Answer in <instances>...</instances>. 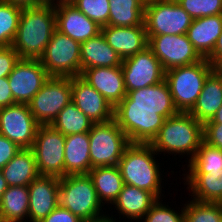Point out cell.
I'll use <instances>...</instances> for the list:
<instances>
[{"mask_svg":"<svg viewBox=\"0 0 222 222\" xmlns=\"http://www.w3.org/2000/svg\"><path fill=\"white\" fill-rule=\"evenodd\" d=\"M73 5L100 27L108 25L110 14L109 0H76Z\"/></svg>","mask_w":222,"mask_h":222,"instance_id":"e575fe53","label":"cell"},{"mask_svg":"<svg viewBox=\"0 0 222 222\" xmlns=\"http://www.w3.org/2000/svg\"><path fill=\"white\" fill-rule=\"evenodd\" d=\"M222 106V78L213 70L206 78L196 104L189 112L197 121L211 120Z\"/></svg>","mask_w":222,"mask_h":222,"instance_id":"d4e9b609","label":"cell"},{"mask_svg":"<svg viewBox=\"0 0 222 222\" xmlns=\"http://www.w3.org/2000/svg\"><path fill=\"white\" fill-rule=\"evenodd\" d=\"M20 150L21 148L17 144L0 134V169H2Z\"/></svg>","mask_w":222,"mask_h":222,"instance_id":"ab89813d","label":"cell"},{"mask_svg":"<svg viewBox=\"0 0 222 222\" xmlns=\"http://www.w3.org/2000/svg\"><path fill=\"white\" fill-rule=\"evenodd\" d=\"M88 175L93 182L100 202L104 206L105 203L107 205L112 204L124 185L118 165L92 168Z\"/></svg>","mask_w":222,"mask_h":222,"instance_id":"83f0119b","label":"cell"},{"mask_svg":"<svg viewBox=\"0 0 222 222\" xmlns=\"http://www.w3.org/2000/svg\"><path fill=\"white\" fill-rule=\"evenodd\" d=\"M90 170L89 132L66 136L64 176L87 175Z\"/></svg>","mask_w":222,"mask_h":222,"instance_id":"603a6c76","label":"cell"},{"mask_svg":"<svg viewBox=\"0 0 222 222\" xmlns=\"http://www.w3.org/2000/svg\"><path fill=\"white\" fill-rule=\"evenodd\" d=\"M187 173H209L222 175V150L201 143L196 155L187 165Z\"/></svg>","mask_w":222,"mask_h":222,"instance_id":"1f68e13d","label":"cell"},{"mask_svg":"<svg viewBox=\"0 0 222 222\" xmlns=\"http://www.w3.org/2000/svg\"><path fill=\"white\" fill-rule=\"evenodd\" d=\"M20 57L12 46L0 47V78L8 77Z\"/></svg>","mask_w":222,"mask_h":222,"instance_id":"74e56055","label":"cell"},{"mask_svg":"<svg viewBox=\"0 0 222 222\" xmlns=\"http://www.w3.org/2000/svg\"><path fill=\"white\" fill-rule=\"evenodd\" d=\"M193 18L176 0H151L145 3L144 24L148 40L155 35L187 34Z\"/></svg>","mask_w":222,"mask_h":222,"instance_id":"ba28073f","label":"cell"},{"mask_svg":"<svg viewBox=\"0 0 222 222\" xmlns=\"http://www.w3.org/2000/svg\"><path fill=\"white\" fill-rule=\"evenodd\" d=\"M203 134L205 143L222 150V124L204 123Z\"/></svg>","mask_w":222,"mask_h":222,"instance_id":"f35d334b","label":"cell"},{"mask_svg":"<svg viewBox=\"0 0 222 222\" xmlns=\"http://www.w3.org/2000/svg\"><path fill=\"white\" fill-rule=\"evenodd\" d=\"M38 126L28 104L15 103L0 108V134L21 149L32 148Z\"/></svg>","mask_w":222,"mask_h":222,"instance_id":"5bb4252c","label":"cell"},{"mask_svg":"<svg viewBox=\"0 0 222 222\" xmlns=\"http://www.w3.org/2000/svg\"><path fill=\"white\" fill-rule=\"evenodd\" d=\"M72 102L91 120L103 123L114 118V108L80 75L71 77Z\"/></svg>","mask_w":222,"mask_h":222,"instance_id":"2e32d148","label":"cell"},{"mask_svg":"<svg viewBox=\"0 0 222 222\" xmlns=\"http://www.w3.org/2000/svg\"><path fill=\"white\" fill-rule=\"evenodd\" d=\"M214 70L206 58L201 61L168 69L165 81L178 112L189 113L196 104L208 75Z\"/></svg>","mask_w":222,"mask_h":222,"instance_id":"5b68a950","label":"cell"},{"mask_svg":"<svg viewBox=\"0 0 222 222\" xmlns=\"http://www.w3.org/2000/svg\"><path fill=\"white\" fill-rule=\"evenodd\" d=\"M115 108L127 95L121 66L83 69L80 75Z\"/></svg>","mask_w":222,"mask_h":222,"instance_id":"ac0fdd59","label":"cell"},{"mask_svg":"<svg viewBox=\"0 0 222 222\" xmlns=\"http://www.w3.org/2000/svg\"><path fill=\"white\" fill-rule=\"evenodd\" d=\"M15 104L8 77L0 78V108Z\"/></svg>","mask_w":222,"mask_h":222,"instance_id":"b9f144b4","label":"cell"},{"mask_svg":"<svg viewBox=\"0 0 222 222\" xmlns=\"http://www.w3.org/2000/svg\"><path fill=\"white\" fill-rule=\"evenodd\" d=\"M122 58L106 42L102 33L81 42V73L83 69L93 67H117L122 65Z\"/></svg>","mask_w":222,"mask_h":222,"instance_id":"cb8c5ba5","label":"cell"},{"mask_svg":"<svg viewBox=\"0 0 222 222\" xmlns=\"http://www.w3.org/2000/svg\"><path fill=\"white\" fill-rule=\"evenodd\" d=\"M157 155L150 143H130L118 167L124 184L150 191L158 199H162L161 183L163 181L160 163L155 159Z\"/></svg>","mask_w":222,"mask_h":222,"instance_id":"277c9868","label":"cell"},{"mask_svg":"<svg viewBox=\"0 0 222 222\" xmlns=\"http://www.w3.org/2000/svg\"><path fill=\"white\" fill-rule=\"evenodd\" d=\"M65 138L50 125H39L32 151L41 176L64 177Z\"/></svg>","mask_w":222,"mask_h":222,"instance_id":"30bf717a","label":"cell"},{"mask_svg":"<svg viewBox=\"0 0 222 222\" xmlns=\"http://www.w3.org/2000/svg\"><path fill=\"white\" fill-rule=\"evenodd\" d=\"M121 69L127 93L158 84L165 79V70L149 47L123 59Z\"/></svg>","mask_w":222,"mask_h":222,"instance_id":"4fadbf2b","label":"cell"},{"mask_svg":"<svg viewBox=\"0 0 222 222\" xmlns=\"http://www.w3.org/2000/svg\"><path fill=\"white\" fill-rule=\"evenodd\" d=\"M78 216L74 215L68 209L57 206L40 222H82Z\"/></svg>","mask_w":222,"mask_h":222,"instance_id":"60d3db41","label":"cell"},{"mask_svg":"<svg viewBox=\"0 0 222 222\" xmlns=\"http://www.w3.org/2000/svg\"><path fill=\"white\" fill-rule=\"evenodd\" d=\"M205 123H220L222 124V106L217 110L216 114L211 120L206 121Z\"/></svg>","mask_w":222,"mask_h":222,"instance_id":"bcb514c9","label":"cell"},{"mask_svg":"<svg viewBox=\"0 0 222 222\" xmlns=\"http://www.w3.org/2000/svg\"><path fill=\"white\" fill-rule=\"evenodd\" d=\"M1 171L8 186H28L39 176L31 148L21 149Z\"/></svg>","mask_w":222,"mask_h":222,"instance_id":"484cf974","label":"cell"},{"mask_svg":"<svg viewBox=\"0 0 222 222\" xmlns=\"http://www.w3.org/2000/svg\"><path fill=\"white\" fill-rule=\"evenodd\" d=\"M20 8L38 7L49 3L47 0H2Z\"/></svg>","mask_w":222,"mask_h":222,"instance_id":"ee69618b","label":"cell"},{"mask_svg":"<svg viewBox=\"0 0 222 222\" xmlns=\"http://www.w3.org/2000/svg\"><path fill=\"white\" fill-rule=\"evenodd\" d=\"M183 175L192 200L202 203H222V175L220 177L219 174L209 173H184Z\"/></svg>","mask_w":222,"mask_h":222,"instance_id":"4316f807","label":"cell"},{"mask_svg":"<svg viewBox=\"0 0 222 222\" xmlns=\"http://www.w3.org/2000/svg\"><path fill=\"white\" fill-rule=\"evenodd\" d=\"M49 78L39 59L20 58L8 75L14 102L28 104Z\"/></svg>","mask_w":222,"mask_h":222,"instance_id":"9a60e30c","label":"cell"},{"mask_svg":"<svg viewBox=\"0 0 222 222\" xmlns=\"http://www.w3.org/2000/svg\"><path fill=\"white\" fill-rule=\"evenodd\" d=\"M165 80L129 91L114 108V119L130 143H151L166 118L178 114Z\"/></svg>","mask_w":222,"mask_h":222,"instance_id":"6da1fadb","label":"cell"},{"mask_svg":"<svg viewBox=\"0 0 222 222\" xmlns=\"http://www.w3.org/2000/svg\"><path fill=\"white\" fill-rule=\"evenodd\" d=\"M8 184L5 180V178L3 177L2 171L0 169V200L2 198V194L4 193V191L8 188Z\"/></svg>","mask_w":222,"mask_h":222,"instance_id":"7dc6e473","label":"cell"},{"mask_svg":"<svg viewBox=\"0 0 222 222\" xmlns=\"http://www.w3.org/2000/svg\"><path fill=\"white\" fill-rule=\"evenodd\" d=\"M214 70L219 74V76L222 78V68H214Z\"/></svg>","mask_w":222,"mask_h":222,"instance_id":"681fc988","label":"cell"},{"mask_svg":"<svg viewBox=\"0 0 222 222\" xmlns=\"http://www.w3.org/2000/svg\"><path fill=\"white\" fill-rule=\"evenodd\" d=\"M76 0H54L52 4L54 5H64V4H73Z\"/></svg>","mask_w":222,"mask_h":222,"instance_id":"c3c4849f","label":"cell"},{"mask_svg":"<svg viewBox=\"0 0 222 222\" xmlns=\"http://www.w3.org/2000/svg\"><path fill=\"white\" fill-rule=\"evenodd\" d=\"M21 13L22 8L0 0V47L12 45Z\"/></svg>","mask_w":222,"mask_h":222,"instance_id":"d6a6232c","label":"cell"},{"mask_svg":"<svg viewBox=\"0 0 222 222\" xmlns=\"http://www.w3.org/2000/svg\"><path fill=\"white\" fill-rule=\"evenodd\" d=\"M106 42L123 59L142 52L148 47L145 26L121 27L106 25L101 27Z\"/></svg>","mask_w":222,"mask_h":222,"instance_id":"ffe728a7","label":"cell"},{"mask_svg":"<svg viewBox=\"0 0 222 222\" xmlns=\"http://www.w3.org/2000/svg\"><path fill=\"white\" fill-rule=\"evenodd\" d=\"M56 28L54 4L23 8L11 46L20 58L39 59Z\"/></svg>","mask_w":222,"mask_h":222,"instance_id":"7a4b0ae2","label":"cell"},{"mask_svg":"<svg viewBox=\"0 0 222 222\" xmlns=\"http://www.w3.org/2000/svg\"><path fill=\"white\" fill-rule=\"evenodd\" d=\"M157 200L158 198L150 191L124 184L112 205H115L119 216L122 215L136 222L143 219Z\"/></svg>","mask_w":222,"mask_h":222,"instance_id":"44dd1931","label":"cell"},{"mask_svg":"<svg viewBox=\"0 0 222 222\" xmlns=\"http://www.w3.org/2000/svg\"><path fill=\"white\" fill-rule=\"evenodd\" d=\"M181 211V212H180ZM176 212L162 203L161 199H158L151 207V209L144 215L143 222H184V207ZM145 218V219H144Z\"/></svg>","mask_w":222,"mask_h":222,"instance_id":"8d00e7d4","label":"cell"},{"mask_svg":"<svg viewBox=\"0 0 222 222\" xmlns=\"http://www.w3.org/2000/svg\"><path fill=\"white\" fill-rule=\"evenodd\" d=\"M59 182L58 177L39 175L28 185L29 222H40L58 206Z\"/></svg>","mask_w":222,"mask_h":222,"instance_id":"e0dca14e","label":"cell"},{"mask_svg":"<svg viewBox=\"0 0 222 222\" xmlns=\"http://www.w3.org/2000/svg\"><path fill=\"white\" fill-rule=\"evenodd\" d=\"M145 3H148V2H150L151 0H143Z\"/></svg>","mask_w":222,"mask_h":222,"instance_id":"816d5d0a","label":"cell"},{"mask_svg":"<svg viewBox=\"0 0 222 222\" xmlns=\"http://www.w3.org/2000/svg\"><path fill=\"white\" fill-rule=\"evenodd\" d=\"M212 65L222 60V32L216 41L213 52L206 58Z\"/></svg>","mask_w":222,"mask_h":222,"instance_id":"7bdbcfd3","label":"cell"},{"mask_svg":"<svg viewBox=\"0 0 222 222\" xmlns=\"http://www.w3.org/2000/svg\"><path fill=\"white\" fill-rule=\"evenodd\" d=\"M51 125L63 135L89 132L93 123L91 120L71 101L59 113Z\"/></svg>","mask_w":222,"mask_h":222,"instance_id":"4dcf8cb0","label":"cell"},{"mask_svg":"<svg viewBox=\"0 0 222 222\" xmlns=\"http://www.w3.org/2000/svg\"><path fill=\"white\" fill-rule=\"evenodd\" d=\"M222 32V14L193 19L187 30V36L194 48L207 58L214 49Z\"/></svg>","mask_w":222,"mask_h":222,"instance_id":"7402d4cb","label":"cell"},{"mask_svg":"<svg viewBox=\"0 0 222 222\" xmlns=\"http://www.w3.org/2000/svg\"><path fill=\"white\" fill-rule=\"evenodd\" d=\"M203 141V123L197 121L190 113L179 112L165 119L159 133L150 144L157 154H187L189 163Z\"/></svg>","mask_w":222,"mask_h":222,"instance_id":"3957f363","label":"cell"},{"mask_svg":"<svg viewBox=\"0 0 222 222\" xmlns=\"http://www.w3.org/2000/svg\"><path fill=\"white\" fill-rule=\"evenodd\" d=\"M103 213H105V215H102V216L94 218V219L84 220L82 222H117V221H115L116 218L114 216L111 215V217H110L109 214H106V211Z\"/></svg>","mask_w":222,"mask_h":222,"instance_id":"f6af8a7d","label":"cell"},{"mask_svg":"<svg viewBox=\"0 0 222 222\" xmlns=\"http://www.w3.org/2000/svg\"><path fill=\"white\" fill-rule=\"evenodd\" d=\"M91 169L118 165L127 146L128 137L113 118L93 123L89 131Z\"/></svg>","mask_w":222,"mask_h":222,"instance_id":"52a82bcc","label":"cell"},{"mask_svg":"<svg viewBox=\"0 0 222 222\" xmlns=\"http://www.w3.org/2000/svg\"><path fill=\"white\" fill-rule=\"evenodd\" d=\"M71 101V77H50L28 105L39 125H50Z\"/></svg>","mask_w":222,"mask_h":222,"instance_id":"8fae6325","label":"cell"},{"mask_svg":"<svg viewBox=\"0 0 222 222\" xmlns=\"http://www.w3.org/2000/svg\"><path fill=\"white\" fill-rule=\"evenodd\" d=\"M183 205L184 222H222V203L188 200Z\"/></svg>","mask_w":222,"mask_h":222,"instance_id":"836d02e7","label":"cell"},{"mask_svg":"<svg viewBox=\"0 0 222 222\" xmlns=\"http://www.w3.org/2000/svg\"><path fill=\"white\" fill-rule=\"evenodd\" d=\"M28 186H9L0 200V217L3 222H28Z\"/></svg>","mask_w":222,"mask_h":222,"instance_id":"f1b7e54d","label":"cell"},{"mask_svg":"<svg viewBox=\"0 0 222 222\" xmlns=\"http://www.w3.org/2000/svg\"><path fill=\"white\" fill-rule=\"evenodd\" d=\"M57 200L59 207L68 209L83 221L104 215V205L88 174L60 178Z\"/></svg>","mask_w":222,"mask_h":222,"instance_id":"8992f818","label":"cell"},{"mask_svg":"<svg viewBox=\"0 0 222 222\" xmlns=\"http://www.w3.org/2000/svg\"><path fill=\"white\" fill-rule=\"evenodd\" d=\"M50 77L81 75V43L55 31L39 58Z\"/></svg>","mask_w":222,"mask_h":222,"instance_id":"9c48e42d","label":"cell"},{"mask_svg":"<svg viewBox=\"0 0 222 222\" xmlns=\"http://www.w3.org/2000/svg\"><path fill=\"white\" fill-rule=\"evenodd\" d=\"M214 68H222V60L214 65Z\"/></svg>","mask_w":222,"mask_h":222,"instance_id":"f907efd6","label":"cell"},{"mask_svg":"<svg viewBox=\"0 0 222 222\" xmlns=\"http://www.w3.org/2000/svg\"><path fill=\"white\" fill-rule=\"evenodd\" d=\"M193 18L222 14V0H176Z\"/></svg>","mask_w":222,"mask_h":222,"instance_id":"d590c367","label":"cell"},{"mask_svg":"<svg viewBox=\"0 0 222 222\" xmlns=\"http://www.w3.org/2000/svg\"><path fill=\"white\" fill-rule=\"evenodd\" d=\"M110 14L108 25L132 27L145 26L143 0H109Z\"/></svg>","mask_w":222,"mask_h":222,"instance_id":"f546056e","label":"cell"},{"mask_svg":"<svg viewBox=\"0 0 222 222\" xmlns=\"http://www.w3.org/2000/svg\"><path fill=\"white\" fill-rule=\"evenodd\" d=\"M56 30L78 42L101 33V27L73 4L55 5Z\"/></svg>","mask_w":222,"mask_h":222,"instance_id":"d6986e66","label":"cell"},{"mask_svg":"<svg viewBox=\"0 0 222 222\" xmlns=\"http://www.w3.org/2000/svg\"><path fill=\"white\" fill-rule=\"evenodd\" d=\"M148 47L161 62L165 71L191 65L203 59L189 41L187 34L155 35L149 39Z\"/></svg>","mask_w":222,"mask_h":222,"instance_id":"7c38bea8","label":"cell"}]
</instances>
